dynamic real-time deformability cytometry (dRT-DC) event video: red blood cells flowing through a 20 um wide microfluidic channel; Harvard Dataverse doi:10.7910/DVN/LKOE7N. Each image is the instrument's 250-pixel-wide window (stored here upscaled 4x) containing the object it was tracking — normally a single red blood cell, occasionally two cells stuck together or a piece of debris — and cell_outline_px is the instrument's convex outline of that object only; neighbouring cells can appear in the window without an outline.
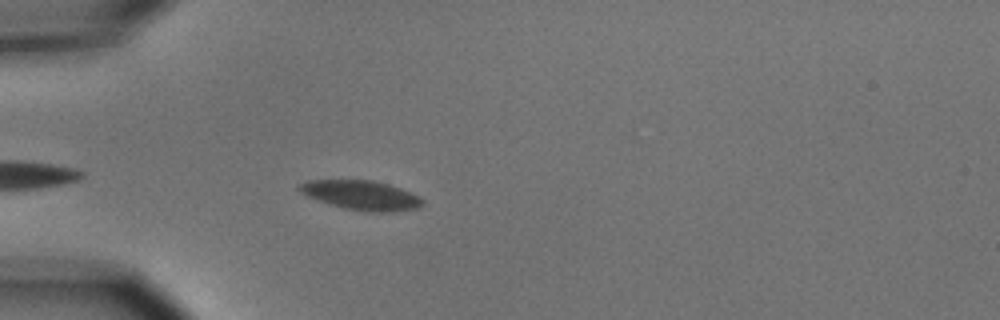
{"species": "common noctule bat (a hibernating species)", "species_latin": "Nyctalus noctula", "temperature_condition": "cold", "stored_images_in_passage": 4, "camera_frame_rate_fps": 3000, "um_per_image_px": 0.085, "animal": {"sex": "male", "body_mass_g": 15.6}, "frame": {"image": 1, "passage_image": 4, "time_ms": 3.667, "image_size_px": [1000, 320], "cell_outline_px": [[424, 204], [416, 208], [392, 212], [368, 212], [344, 208], [308, 196], [300, 192], [296, 188], [296, 184], [308, 180], [372, 180], [388, 184], [400, 188], [424, 200]], "centroid_in_image_um": [30.67, 16.58], "position_along_channel_um": 54.3, "area_um2": 20.92}}